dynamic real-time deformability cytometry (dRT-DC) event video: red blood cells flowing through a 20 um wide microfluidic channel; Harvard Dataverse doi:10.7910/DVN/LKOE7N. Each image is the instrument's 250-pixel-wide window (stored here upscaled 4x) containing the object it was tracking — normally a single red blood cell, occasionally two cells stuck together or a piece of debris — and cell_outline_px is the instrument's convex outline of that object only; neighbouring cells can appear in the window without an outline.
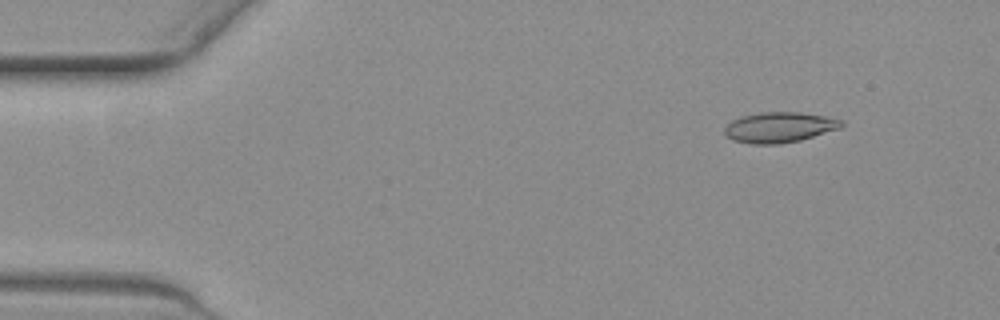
{"species": "common noctule bat (a hibernating species)", "species_latin": "Nyctalus noctula", "temperature_condition": "warm", "stored_images_in_passage": 55, "camera_frame_rate_fps": 3000, "um_per_image_px": 0.085, "animal": {"sex": "female", "body_mass_g": 19.3, "forearm_length_mm": 54.1}, "frame": {"image": 1, "passage_image": 6, "time_ms": 1.667, "image_size_px": [1000, 320], "cell_outline_px": [[844, 124], [840, 128], [800, 140], [776, 144], [752, 144], [732, 140], [724, 132], [724, 128], [732, 120], [744, 116], [760, 112], [800, 112], [824, 116], [844, 120]], "centroid_in_image_um": [66.25, 10.82], "position_along_channel_um": 18.7, "area_um2": 20.58}}
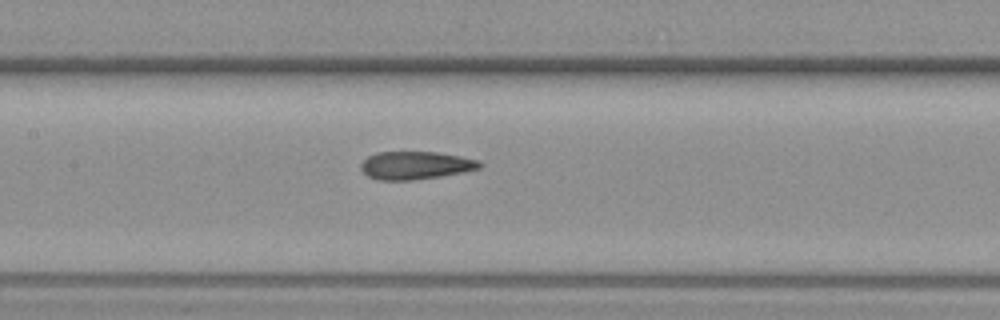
{"frame": {"image": 2, "passage_image": 26, "time_ms": 8.333, "image_size_px": [1000, 320], "cell_outline_px": [[484, 164], [480, 168], [464, 172], [440, 176], [408, 180], [376, 180], [368, 176], [360, 168], [360, 164], [368, 156], [376, 152], [436, 152], [460, 156], [480, 160]], "centroid_in_image_um": [35.33, 14.05], "position_along_channel_um": 172.1, "area_um2": 19.36}}
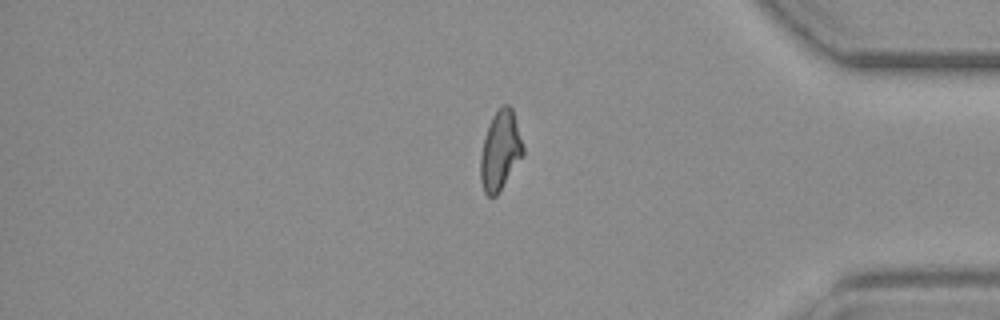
{"frame": {"image": 3, "passage_image": 46, "time_ms": 15.0, "image_size_px": [1000, 320], "cell_outline_px": [[524, 156], [496, 196], [488, 196], [484, 192], [480, 180], [480, 156], [484, 136], [488, 124], [492, 116], [504, 104], [508, 104], [512, 108], [524, 148]], "centroid_in_image_um": [42.51, 12.81], "position_along_channel_um": 392.7, "area_um2": 19.77}, "authors_computed_cell_mechanics": {"area_um2": 19.7676, "velocity_mm_per_s": 3.7236, "shape_relaxation_time_tau1_ms": null, "shape_relaxation_time_tau2_ms": 1.9468, "deformation_change_tau1": null, "deformation_change_tau2": 0.0959}}